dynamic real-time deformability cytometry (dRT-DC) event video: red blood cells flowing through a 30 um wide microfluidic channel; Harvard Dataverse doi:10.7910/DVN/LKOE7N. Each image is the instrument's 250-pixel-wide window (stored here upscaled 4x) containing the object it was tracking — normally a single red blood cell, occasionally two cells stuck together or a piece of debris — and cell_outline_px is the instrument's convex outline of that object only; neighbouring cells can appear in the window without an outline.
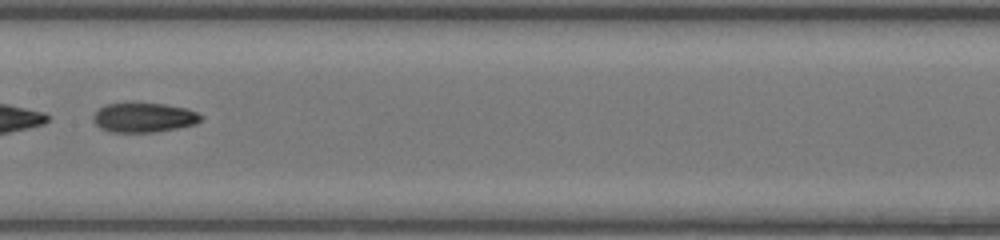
{"species": "common noctule bat (a hibernating species)", "species_latin": "Nyctalus noctula", "temperature_condition": "room temperature", "stored_images_in_passage": 46, "segment_of_instrument_passage": [2, 2], "camera_frame_rate_fps": 3000, "um_per_image_px": 0.085, "animal": {"sex": "female", "body_mass_g": 20.0, "forearm_length_mm": 54.0}, "frame": {"image": 1, "passage_image": 24, "time_ms": 7.667, "image_size_px": [1000, 240], "cell_outline_px": [[204, 116], [196, 124], [156, 132], [108, 132], [100, 128], [92, 120], [92, 116], [104, 104], [164, 104], [188, 108]], "centroid_in_image_um": [12.23, 10.0], "position_along_channel_um": 195.2, "area_um2": 18.44}}